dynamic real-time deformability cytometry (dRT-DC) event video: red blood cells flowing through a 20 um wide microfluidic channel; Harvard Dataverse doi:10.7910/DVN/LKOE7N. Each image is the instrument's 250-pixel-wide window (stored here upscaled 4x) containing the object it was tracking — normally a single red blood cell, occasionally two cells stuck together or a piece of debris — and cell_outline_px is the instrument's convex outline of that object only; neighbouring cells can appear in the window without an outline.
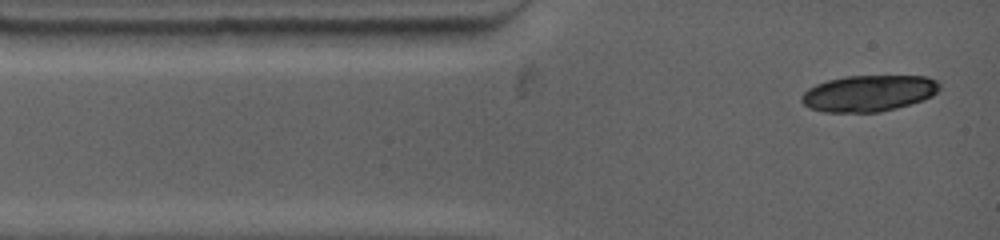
{"species": "common noctule bat (a hibernating species)", "species_latin": "Nyctalus noctula", "temperature_condition": "warm", "stored_images_in_passage": 2, "camera_frame_rate_fps": 4500, "um_per_image_px": 0.085, "animal": {"sex": "female", "body_mass_g": 19.0, "forearm_length_mm": 53.3}, "frame": {"image": 1, "passage_image": 1, "time_ms": 0.0, "image_size_px": [1000, 240], "cell_outline_px": [[940, 88], [932, 96], [924, 100], [896, 108], [880, 112], [824, 112], [808, 108], [800, 100], [800, 96], [808, 88], [816, 84], [828, 80], [844, 76], [928, 76], [936, 80], [940, 84]], "centroid_in_image_um": [73.82, 7.93], "position_along_channel_um": 11.2, "area_um2": 29.36}}